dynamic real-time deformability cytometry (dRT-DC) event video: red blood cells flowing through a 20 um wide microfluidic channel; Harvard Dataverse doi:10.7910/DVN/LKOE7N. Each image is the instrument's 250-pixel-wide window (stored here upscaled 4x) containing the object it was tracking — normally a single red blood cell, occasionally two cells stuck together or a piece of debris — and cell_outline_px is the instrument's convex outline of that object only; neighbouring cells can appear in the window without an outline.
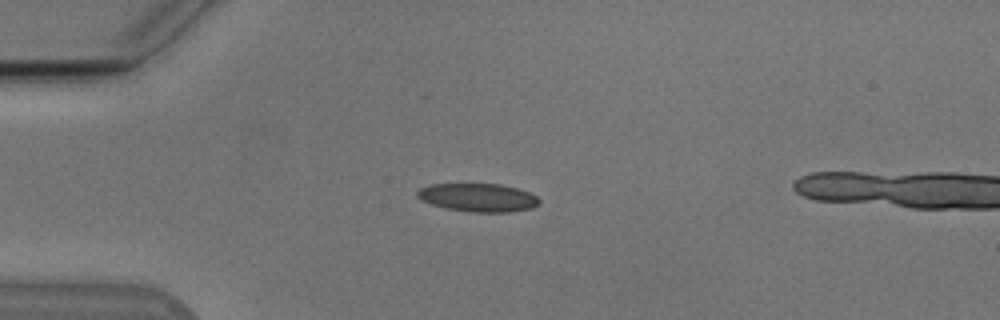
{"species": "Egyptian fruit bat (a non-hibernating species)", "species_latin": "Rousettus aegyptiacus", "temperature_condition": "cold", "stored_images_in_passage": 35, "camera_frame_rate_fps": 3000, "um_per_image_px": 0.085, "animal": {"sex": "male"}, "frame": {"image": 1, "passage_image": 1, "time_ms": 0.0, "image_size_px": [1000, 320], "cell_outline_px": [[540, 204], [532, 208], [508, 212], [468, 212], [444, 208], [420, 200], [416, 196], [416, 192], [420, 188], [428, 184], [500, 184], [516, 188], [528, 192], [536, 196], [540, 200]], "centroid_in_image_um": [40.61, 16.79], "position_along_channel_um": 44.4, "area_um2": 20.23}}
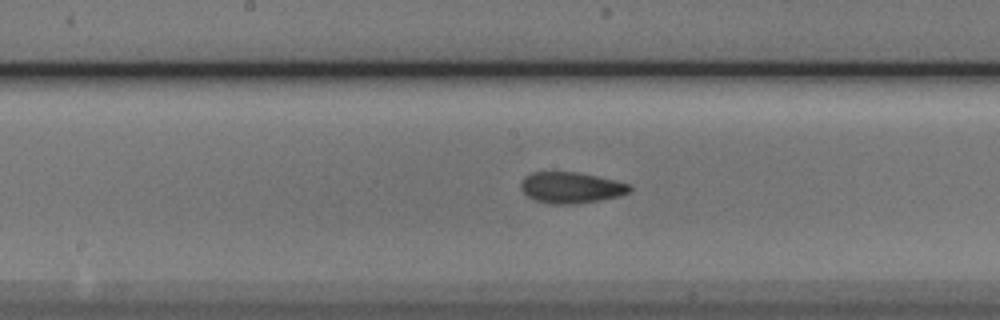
{"frame": {"image": 2, "passage_image": 15, "time_ms": 4.667, "image_size_px": [1000, 320], "cell_outline_px": [[632, 188], [628, 192], [616, 196], [600, 200], [572, 204], [548, 204], [532, 200], [520, 188], [520, 184], [524, 176], [532, 172], [576, 172], [616, 180], [632, 184]], "centroid_in_image_um": [48.5, 15.95], "position_along_channel_um": 199.7, "area_um2": 19.77}}
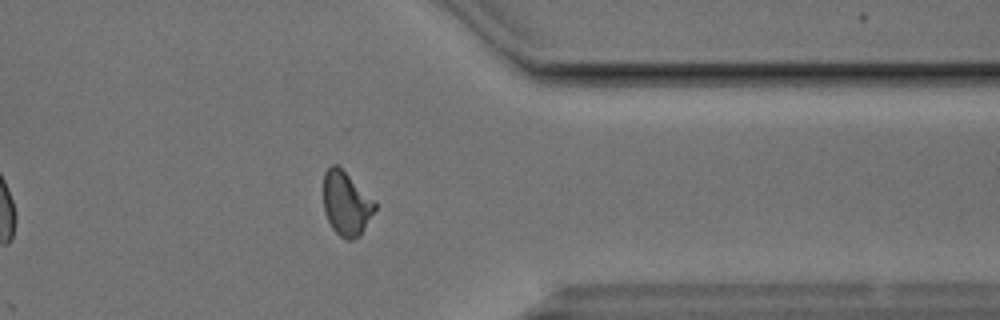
{"frame": {"image": 3, "passage_image": 30, "time_ms": 9.667, "image_size_px": [1000, 320], "cell_outline_px": [[376, 208], [360, 236], [352, 240], [344, 240], [332, 228], [324, 212], [324, 172], [332, 164], [336, 164], [376, 200]], "centroid_in_image_um": [29.44, 17.32], "position_along_channel_um": 382.0, "area_um2": 19.25}, "authors_computed_cell_mechanics": {"area_um2": 19.7098, "velocity_mm_per_s": 3.8211, "shape_relaxation_time_tau1_ms": 6.4072, "shape_relaxation_time_tau2_ms": 1.6556, "deformation_change_tau1": 0.1565, "deformation_change_tau2": 0.0651}}